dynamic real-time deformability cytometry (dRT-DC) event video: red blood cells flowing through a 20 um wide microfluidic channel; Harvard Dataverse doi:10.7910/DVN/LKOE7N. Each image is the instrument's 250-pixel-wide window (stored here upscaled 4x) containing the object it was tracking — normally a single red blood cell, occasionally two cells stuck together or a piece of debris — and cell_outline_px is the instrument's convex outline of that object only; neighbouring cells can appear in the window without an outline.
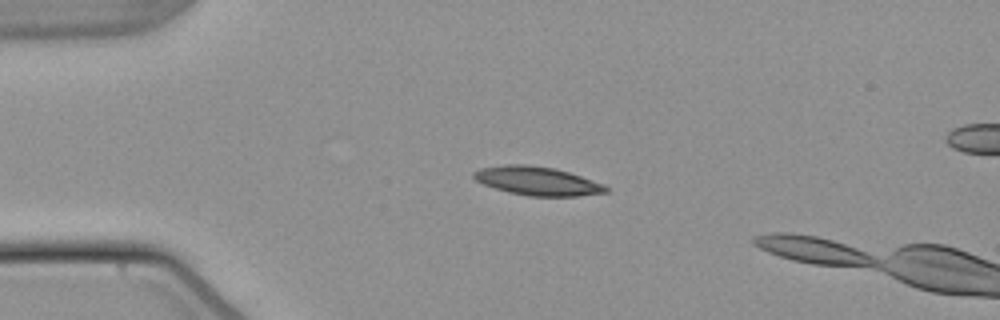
{"species": "common noctule bat (a hibernating species)", "species_latin": "Nyctalus noctula", "temperature_condition": "warm", "stored_images_in_passage": 21, "camera_frame_rate_fps": 3000, "um_per_image_px": 0.085, "animal": {"sex": "male", "body_mass_g": 21.5, "forearm_length_mm": 52.0}, "frame": {"image": 1, "passage_image": 1, "time_ms": 0.0, "image_size_px": [1000, 320], "cell_outline_px": [[608, 192], [580, 196], [528, 196], [508, 192], [484, 184], [476, 180], [472, 176], [472, 172], [480, 168], [504, 164], [528, 164], [552, 168], [568, 172], [604, 184], [608, 188]], "centroid_in_image_um": [45.65, 15.38], "position_along_channel_um": 39.3, "area_um2": 22.02}}
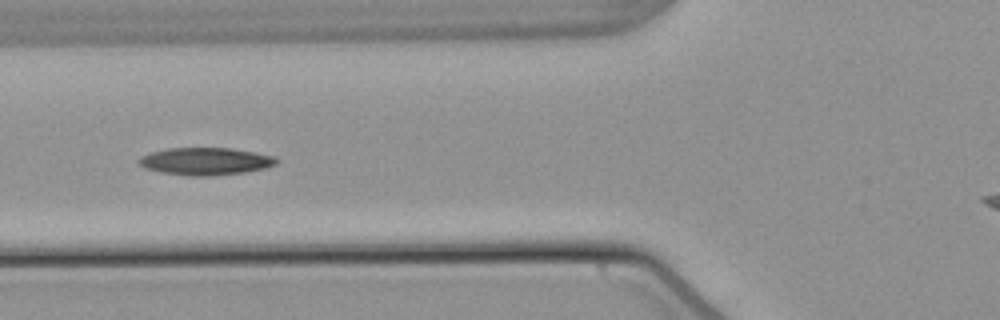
{"frame": {"image": 2, "passage_image": 9, "time_ms": 2.667, "image_size_px": [1000, 320], "cell_outline_px": [[280, 160], [276, 164], [264, 168], [244, 172], [208, 176], [188, 176], [160, 172], [144, 168], [136, 164], [136, 160], [140, 156], [152, 152], [168, 148], [232, 148], [276, 156]], "centroid_in_image_um": [17.43, 13.71], "position_along_channel_um": 108.4, "area_um2": 22.2}}